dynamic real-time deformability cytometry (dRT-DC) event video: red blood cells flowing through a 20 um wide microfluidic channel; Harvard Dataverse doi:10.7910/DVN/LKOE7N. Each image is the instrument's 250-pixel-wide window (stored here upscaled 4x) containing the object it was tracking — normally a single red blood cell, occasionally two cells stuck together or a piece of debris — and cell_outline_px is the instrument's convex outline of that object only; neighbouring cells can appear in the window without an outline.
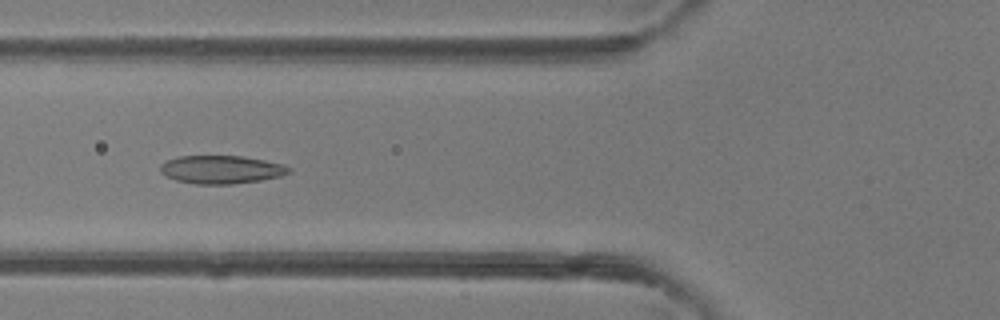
{"species": "common noctule bat (a hibernating species)", "species_latin": "Nyctalus noctula", "temperature_condition": "room temperature", "stored_images_in_passage": 4, "camera_frame_rate_fps": 3000, "um_per_image_px": 0.085, "animal": {"sex": "female"}, "frame": {"image": 1, "passage_image": 4, "time_ms": 3.333, "image_size_px": [1000, 320], "cell_outline_px": [[292, 172], [280, 176], [260, 180], [232, 184], [196, 184], [176, 180], [164, 176], [160, 172], [160, 164], [168, 160], [180, 156], [244, 156], [284, 164], [292, 168]], "centroid_in_image_um": [18.82, 14.41], "position_along_channel_um": 107.0, "area_um2": 21.21}}